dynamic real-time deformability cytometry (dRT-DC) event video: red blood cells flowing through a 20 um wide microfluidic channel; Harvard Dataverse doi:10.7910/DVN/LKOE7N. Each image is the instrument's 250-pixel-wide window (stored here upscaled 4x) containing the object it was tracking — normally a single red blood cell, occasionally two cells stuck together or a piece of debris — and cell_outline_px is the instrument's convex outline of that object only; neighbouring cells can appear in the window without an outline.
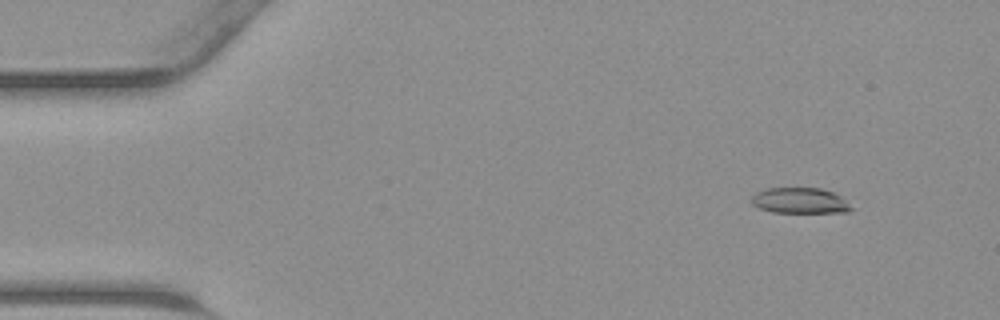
{"species": "common noctule bat (a hibernating species)", "species_latin": "Nyctalus noctula", "temperature_condition": "warm", "stored_images_in_passage": 42, "camera_frame_rate_fps": 3000, "um_per_image_px": 0.085, "animal": {"sex": "male", "body_mass_g": 23.1, "forearm_length_mm": 52.7}, "frame": {"image": 1, "passage_image": 2, "time_ms": 0.333, "image_size_px": [1000, 320], "cell_outline_px": [[856, 208], [848, 212], [772, 212], [760, 208], [752, 204], [752, 196], [756, 192], [764, 188], [820, 188], [832, 192], [840, 196]], "centroid_in_image_um": [68.02, 17.05], "position_along_channel_um": 17.0, "area_um2": 14.97}}
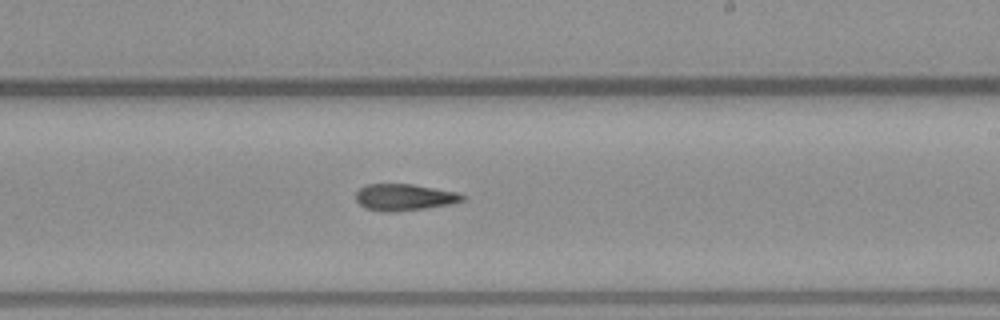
{"frame": {"image": 2, "passage_image": 24, "time_ms": 7.667, "image_size_px": [1000, 320], "cell_outline_px": [[464, 200], [452, 204], [424, 208], [388, 212], [384, 212], [364, 208], [356, 200], [356, 192], [360, 188], [368, 184], [412, 184], [456, 192], [464, 196]], "centroid_in_image_um": [34.34, 16.76], "position_along_channel_um": 254.7, "area_um2": 16.36}}
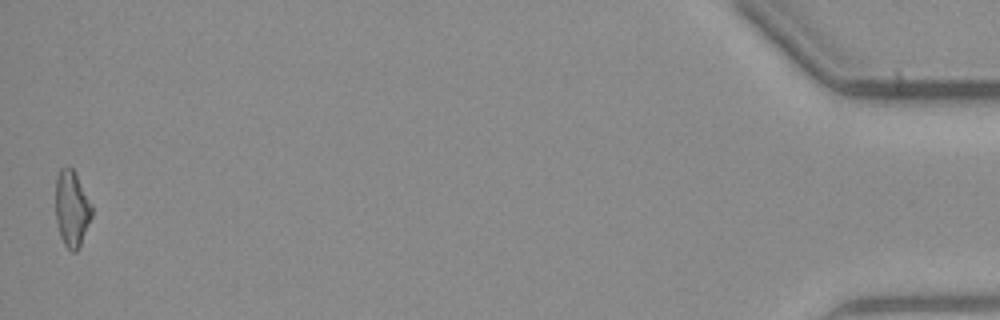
{"frame": {"image": 3, "passage_image": 42, "time_ms": 13.667, "image_size_px": [1000, 320], "cell_outline_px": [[92, 216], [80, 248], [76, 252], [72, 252], [64, 244], [60, 236], [56, 220], [56, 176], [60, 168], [68, 164], [72, 168], [92, 204]], "centroid_in_image_um": [6.1, 17.74], "position_along_channel_um": 429.1, "area_um2": 16.24}}